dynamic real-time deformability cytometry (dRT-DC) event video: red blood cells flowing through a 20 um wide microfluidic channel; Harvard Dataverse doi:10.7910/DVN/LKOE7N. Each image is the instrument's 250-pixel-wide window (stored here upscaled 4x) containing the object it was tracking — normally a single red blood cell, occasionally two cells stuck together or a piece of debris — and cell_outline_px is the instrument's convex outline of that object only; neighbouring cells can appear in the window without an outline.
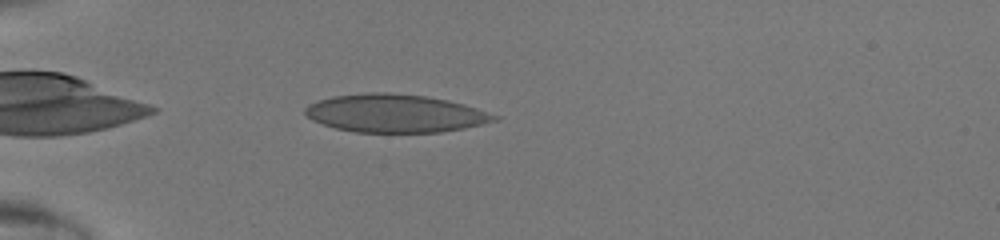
{"species": "human", "species_latin": "Homo sapiens", "temperature_condition": "room temperature", "stored_images_in_passage": 34, "camera_frame_rate_fps": 3000, "um_per_image_px": 0.085, "donor": {"sex": "male"}, "frame": {"image": 1, "passage_image": 2, "time_ms": 0.333, "image_size_px": [1000, 240], "cell_outline_px": [[500, 120], [464, 128], [440, 132], [356, 132], [336, 128], [312, 120], [304, 112], [304, 108], [308, 104], [332, 96], [368, 92], [392, 92], [424, 96], [448, 100], [464, 104], [500, 116]], "centroid_in_image_um": [33.6, 9.63], "position_along_channel_um": 51.4, "area_um2": 41.96}}
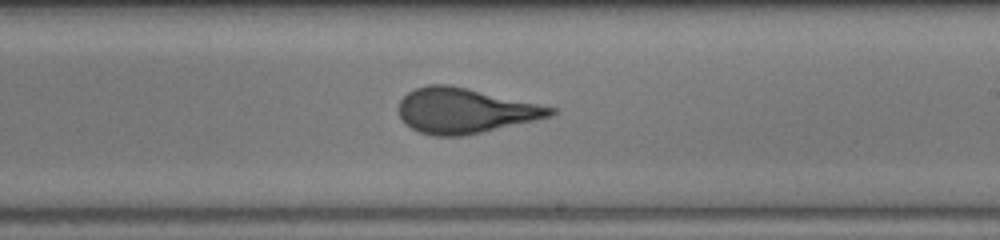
{"frame": {"image": 2, "passage_image": 17, "time_ms": 5.333, "image_size_px": [1000, 240], "cell_outline_px": [[560, 108], [552, 116], [536, 120], [480, 132], [460, 136], [432, 136], [420, 132], [404, 124], [396, 108], [400, 100], [408, 92], [416, 88], [428, 84], [448, 84], [468, 88]], "centroid_in_image_um": [39.51, 9.4], "position_along_channel_um": 249.5, "area_um2": 40.17}}
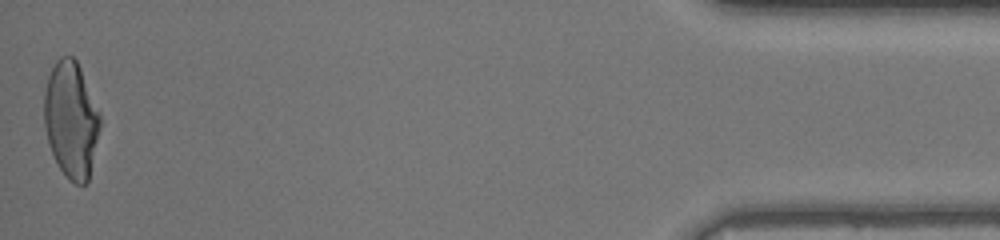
{"frame": {"image": 3, "passage_image": 34, "time_ms": 11.0, "image_size_px": [1000, 240], "cell_outline_px": [[100, 128], [88, 180], [84, 184], [76, 184], [68, 180], [60, 168], [48, 144], [44, 124], [44, 92], [48, 76], [56, 60], [60, 56], [72, 56], [76, 60], [80, 68], [100, 112]], "centroid_in_image_um": [6.03, 10.16], "position_along_channel_um": 429.2, "area_um2": 37.8}}